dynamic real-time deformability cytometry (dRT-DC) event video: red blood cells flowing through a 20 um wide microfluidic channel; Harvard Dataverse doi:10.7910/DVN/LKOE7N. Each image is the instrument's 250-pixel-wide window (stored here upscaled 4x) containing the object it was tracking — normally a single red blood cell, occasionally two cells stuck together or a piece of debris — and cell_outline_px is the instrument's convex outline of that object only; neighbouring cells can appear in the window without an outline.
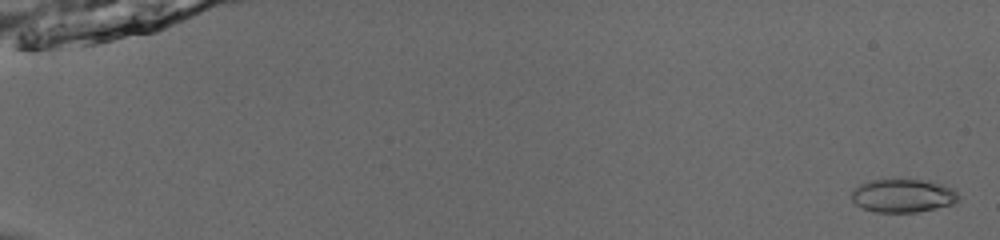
{"species": "common noctule bat (a hibernating species)", "species_latin": "Nyctalus noctula", "temperature_condition": "room temperature", "stored_images_in_passage": 51, "camera_frame_rate_fps": 3000, "um_per_image_px": 0.085, "animal": {"sex": "male", "body_mass_g": 13.0, "forearm_length_mm": 53.1}, "frame": {"image": 1, "passage_image": 1, "time_ms": 0.0, "image_size_px": [1000, 240], "cell_outline_px": [[960, 200], [952, 204], [936, 208], [916, 212], [876, 212], [864, 208], [856, 204], [852, 200], [852, 192], [860, 184], [872, 180], [928, 180], [952, 188], [960, 196]], "centroid_in_image_um": [76.78, 16.64], "position_along_channel_um": 8.2, "area_um2": 20.58}}
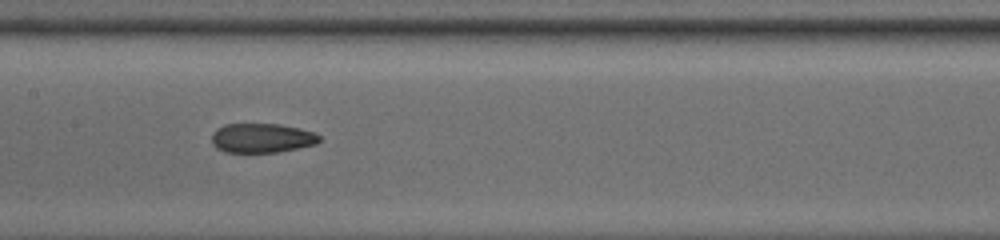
{"frame": {"image": 2, "passage_image": 29, "time_ms": 9.333, "image_size_px": [1000, 240], "cell_outline_px": [[320, 140], [316, 144], [276, 152], [224, 152], [216, 148], [212, 144], [212, 132], [216, 128], [224, 124], [280, 124], [300, 128], [312, 132], [320, 136]], "centroid_in_image_um": [22.21, 11.72], "position_along_channel_um": 185.2, "area_um2": 18.44}}
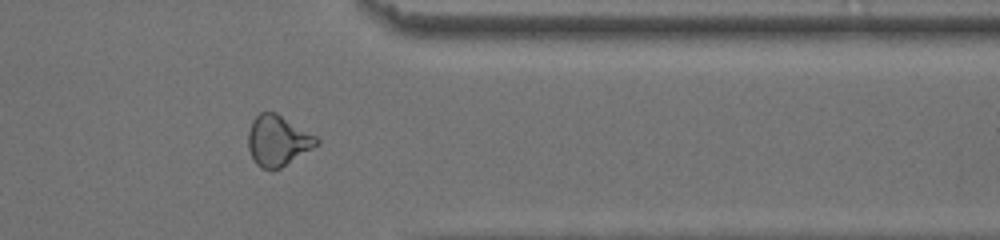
{"frame": {"image": 3, "passage_image": 45, "time_ms": 14.667, "image_size_px": [1000, 240], "cell_outline_px": [[320, 144], [280, 168], [272, 172], [260, 168], [256, 164], [248, 148], [248, 132], [252, 120], [260, 112], [276, 112], [316, 136], [320, 140]], "centroid_in_image_um": [23.61, 11.97], "position_along_channel_um": 387.8, "area_um2": 20.35}}